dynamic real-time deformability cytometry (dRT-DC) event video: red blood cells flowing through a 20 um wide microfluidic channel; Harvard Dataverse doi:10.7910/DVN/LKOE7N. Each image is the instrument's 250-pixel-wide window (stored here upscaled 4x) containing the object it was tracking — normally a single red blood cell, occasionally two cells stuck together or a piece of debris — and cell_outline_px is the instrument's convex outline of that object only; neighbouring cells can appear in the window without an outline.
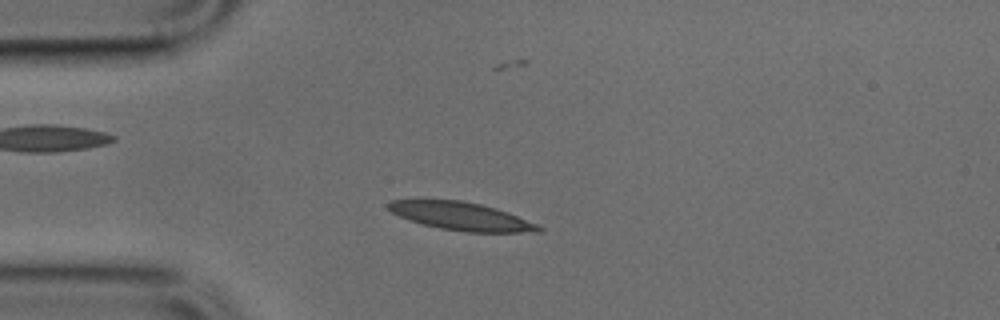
{"species": "common noctule bat (a hibernating species)", "species_latin": "Nyctalus noctula", "temperature_condition": "cold", "stored_images_in_passage": 18, "camera_frame_rate_fps": 3000, "um_per_image_px": 0.085, "animal": {"sex": "male", "body_mass_g": 17.9, "forearm_length_mm": 54.2}, "frame": {"image": 1, "passage_image": 3, "time_ms": 0.667, "image_size_px": [1000, 320], "cell_outline_px": [[544, 232], [468, 232], [440, 228], [408, 220], [392, 212], [384, 204], [392, 200], [460, 200], [480, 204], [496, 208], [508, 212], [536, 224], [544, 228]], "centroid_in_image_um": [39.21, 18.38], "position_along_channel_um": 45.8, "area_um2": 24.39}}
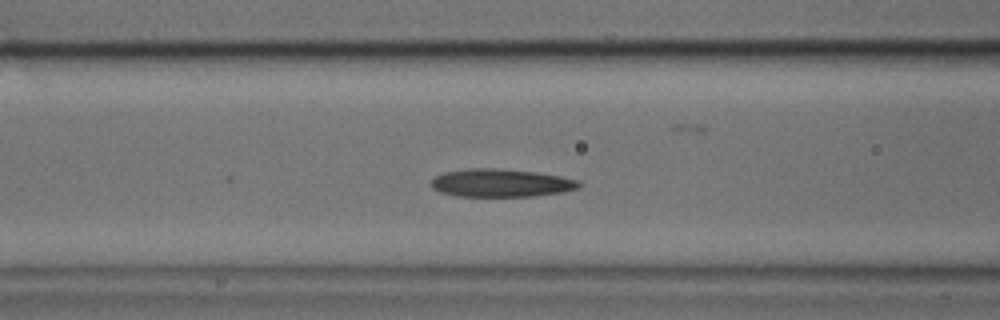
{"frame": {"image": 2, "passage_image": 10, "time_ms": 3.0, "image_size_px": [1000, 320], "cell_outline_px": [[580, 184], [576, 188], [560, 192], [532, 196], [456, 196], [440, 192], [432, 188], [432, 180], [436, 176], [444, 172], [468, 168], [496, 168], [536, 172], [560, 176], [580, 180]], "centroid_in_image_um": [42.55, 15.54], "position_along_channel_um": 124.1, "area_um2": 23.93}}